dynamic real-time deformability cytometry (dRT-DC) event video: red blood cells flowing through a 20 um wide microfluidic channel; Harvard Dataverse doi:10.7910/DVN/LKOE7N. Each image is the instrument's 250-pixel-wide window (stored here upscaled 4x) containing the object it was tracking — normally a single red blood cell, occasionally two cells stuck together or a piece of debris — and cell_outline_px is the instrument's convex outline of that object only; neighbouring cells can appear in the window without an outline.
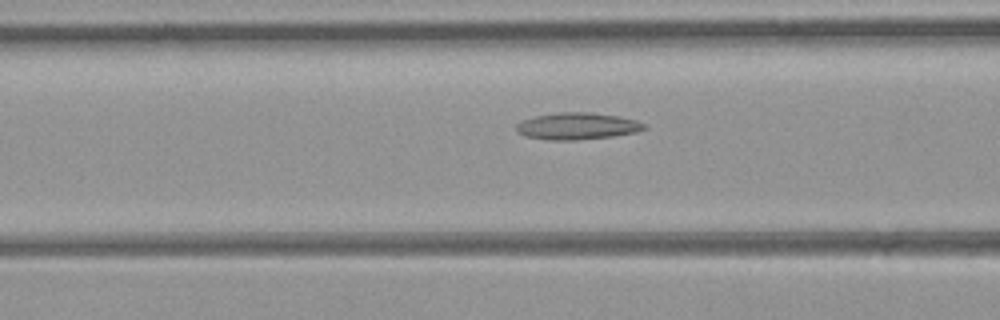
{"species": "common noctule bat (a hibernating species)", "species_latin": "Nyctalus noctula", "temperature_condition": "room temperature", "stored_images_in_passage": 24, "camera_frame_rate_fps": 3000, "um_per_image_px": 0.085, "animal": {"sex": "female", "body_mass_g": 21.9}, "frame": {"image": 1, "passage_image": 5, "time_ms": 1.333, "image_size_px": [1000, 320], "cell_outline_px": [[648, 128], [636, 132], [612, 136], [576, 140], [548, 140], [524, 136], [516, 132], [516, 124], [524, 120], [536, 116], [556, 112], [588, 112], [620, 116], [636, 120], [648, 124]], "centroid_in_image_um": [49.09, 10.72], "position_along_channel_um": 117.5, "area_um2": 20.17}}
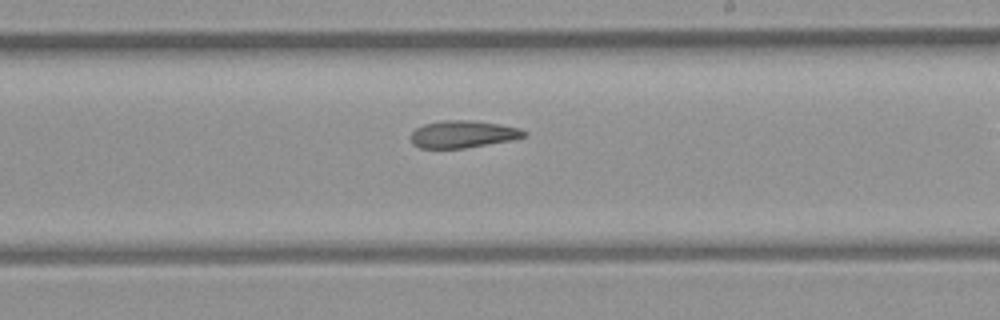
{"frame": {"image": 2, "passage_image": 14, "time_ms": 4.333, "image_size_px": [1000, 320], "cell_outline_px": [[528, 136], [512, 140], [464, 148], [420, 148], [412, 144], [412, 132], [416, 128], [424, 124], [440, 120], [472, 120], [500, 124], [520, 128], [528, 132]], "centroid_in_image_um": [39.38, 11.4], "position_along_channel_um": 249.6, "area_um2": 18.09}}
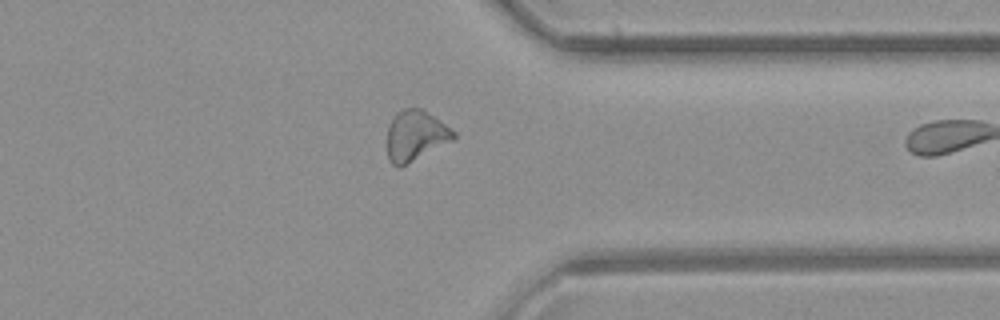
{"frame": {"image": 3, "passage_image": 23, "time_ms": 7.333, "image_size_px": [1000, 320], "cell_outline_px": [[456, 136], [452, 140], [400, 168], [392, 164], [388, 160], [388, 124], [392, 116], [396, 112], [404, 108], [420, 108], [456, 132]], "centroid_in_image_um": [35.27, 11.53], "position_along_channel_um": 376.1, "area_um2": 19.31}}